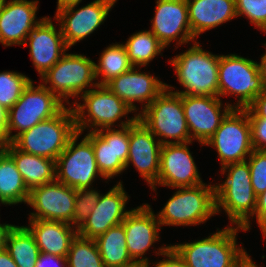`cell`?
Segmentation results:
<instances>
[{
    "instance_id": "1",
    "label": "cell",
    "mask_w": 266,
    "mask_h": 267,
    "mask_svg": "<svg viewBox=\"0 0 266 267\" xmlns=\"http://www.w3.org/2000/svg\"><path fill=\"white\" fill-rule=\"evenodd\" d=\"M225 173V181L215 184L216 214L223 209L231 226L242 227L247 232L257 205L249 164L247 160L227 164L221 168V174Z\"/></svg>"
},
{
    "instance_id": "2",
    "label": "cell",
    "mask_w": 266,
    "mask_h": 267,
    "mask_svg": "<svg viewBox=\"0 0 266 267\" xmlns=\"http://www.w3.org/2000/svg\"><path fill=\"white\" fill-rule=\"evenodd\" d=\"M240 230L244 231L242 227L227 225L201 240L171 246L187 267H239L249 257L244 247L237 244Z\"/></svg>"
},
{
    "instance_id": "3",
    "label": "cell",
    "mask_w": 266,
    "mask_h": 267,
    "mask_svg": "<svg viewBox=\"0 0 266 267\" xmlns=\"http://www.w3.org/2000/svg\"><path fill=\"white\" fill-rule=\"evenodd\" d=\"M82 98V100H81ZM77 101L72 103L75 114L76 130L83 134L84 130L95 132L106 128L124 127L134 123L138 119L136 113L126 102L113 94L106 85H97L86 93H83ZM134 117H127L129 113ZM127 115V116H126ZM127 120L121 121L122 118ZM90 128V129H89Z\"/></svg>"
},
{
    "instance_id": "4",
    "label": "cell",
    "mask_w": 266,
    "mask_h": 267,
    "mask_svg": "<svg viewBox=\"0 0 266 267\" xmlns=\"http://www.w3.org/2000/svg\"><path fill=\"white\" fill-rule=\"evenodd\" d=\"M192 44L187 51L168 61L175 68L178 82L185 88L184 91H175L168 84L166 88L176 94L218 96L220 55L204 50L197 41Z\"/></svg>"
},
{
    "instance_id": "5",
    "label": "cell",
    "mask_w": 266,
    "mask_h": 267,
    "mask_svg": "<svg viewBox=\"0 0 266 267\" xmlns=\"http://www.w3.org/2000/svg\"><path fill=\"white\" fill-rule=\"evenodd\" d=\"M177 191L156 214L163 226H197L216 215L215 184L173 188Z\"/></svg>"
},
{
    "instance_id": "6",
    "label": "cell",
    "mask_w": 266,
    "mask_h": 267,
    "mask_svg": "<svg viewBox=\"0 0 266 267\" xmlns=\"http://www.w3.org/2000/svg\"><path fill=\"white\" fill-rule=\"evenodd\" d=\"M76 132L75 114L70 105L56 116L19 134L11 143L25 153L56 161Z\"/></svg>"
},
{
    "instance_id": "7",
    "label": "cell",
    "mask_w": 266,
    "mask_h": 267,
    "mask_svg": "<svg viewBox=\"0 0 266 267\" xmlns=\"http://www.w3.org/2000/svg\"><path fill=\"white\" fill-rule=\"evenodd\" d=\"M138 119L162 145L192 142L182 105V94L165 88L150 105L138 112Z\"/></svg>"
},
{
    "instance_id": "8",
    "label": "cell",
    "mask_w": 266,
    "mask_h": 267,
    "mask_svg": "<svg viewBox=\"0 0 266 267\" xmlns=\"http://www.w3.org/2000/svg\"><path fill=\"white\" fill-rule=\"evenodd\" d=\"M94 64L95 62L88 56L65 53L58 62L40 77V80L63 103L70 106L68 100L70 97L77 98L75 101L77 102L83 93L98 85L95 82ZM88 87L90 88L88 89Z\"/></svg>"
},
{
    "instance_id": "9",
    "label": "cell",
    "mask_w": 266,
    "mask_h": 267,
    "mask_svg": "<svg viewBox=\"0 0 266 267\" xmlns=\"http://www.w3.org/2000/svg\"><path fill=\"white\" fill-rule=\"evenodd\" d=\"M265 90L257 61L235 54L220 55L218 96H234L233 108L245 109Z\"/></svg>"
},
{
    "instance_id": "10",
    "label": "cell",
    "mask_w": 266,
    "mask_h": 267,
    "mask_svg": "<svg viewBox=\"0 0 266 267\" xmlns=\"http://www.w3.org/2000/svg\"><path fill=\"white\" fill-rule=\"evenodd\" d=\"M65 107L66 104L42 83L35 86L32 80L8 110L7 143L39 122L56 116ZM12 131L17 133L12 134Z\"/></svg>"
},
{
    "instance_id": "11",
    "label": "cell",
    "mask_w": 266,
    "mask_h": 267,
    "mask_svg": "<svg viewBox=\"0 0 266 267\" xmlns=\"http://www.w3.org/2000/svg\"><path fill=\"white\" fill-rule=\"evenodd\" d=\"M81 132H76L67 147L55 161L56 180L76 190L91 187L100 173L91 140L85 135L78 142Z\"/></svg>"
},
{
    "instance_id": "12",
    "label": "cell",
    "mask_w": 266,
    "mask_h": 267,
    "mask_svg": "<svg viewBox=\"0 0 266 267\" xmlns=\"http://www.w3.org/2000/svg\"><path fill=\"white\" fill-rule=\"evenodd\" d=\"M205 146L215 148L220 159V168L245 161L254 150L247 109L233 108Z\"/></svg>"
},
{
    "instance_id": "13",
    "label": "cell",
    "mask_w": 266,
    "mask_h": 267,
    "mask_svg": "<svg viewBox=\"0 0 266 267\" xmlns=\"http://www.w3.org/2000/svg\"><path fill=\"white\" fill-rule=\"evenodd\" d=\"M222 102L219 96L182 94V105L192 142L197 140L204 146L214 135L222 120L233 109L229 102L224 106Z\"/></svg>"
},
{
    "instance_id": "14",
    "label": "cell",
    "mask_w": 266,
    "mask_h": 267,
    "mask_svg": "<svg viewBox=\"0 0 266 267\" xmlns=\"http://www.w3.org/2000/svg\"><path fill=\"white\" fill-rule=\"evenodd\" d=\"M116 128V129H115ZM130 125L88 132L98 169L104 180L123 173L129 153Z\"/></svg>"
},
{
    "instance_id": "15",
    "label": "cell",
    "mask_w": 266,
    "mask_h": 267,
    "mask_svg": "<svg viewBox=\"0 0 266 267\" xmlns=\"http://www.w3.org/2000/svg\"><path fill=\"white\" fill-rule=\"evenodd\" d=\"M192 142L164 144L161 146L160 171L156 186L171 188L193 187L204 183L188 145Z\"/></svg>"
},
{
    "instance_id": "16",
    "label": "cell",
    "mask_w": 266,
    "mask_h": 267,
    "mask_svg": "<svg viewBox=\"0 0 266 267\" xmlns=\"http://www.w3.org/2000/svg\"><path fill=\"white\" fill-rule=\"evenodd\" d=\"M76 189L56 179L29 192L27 204L35 212L28 219H42L71 224L74 215Z\"/></svg>"
},
{
    "instance_id": "17",
    "label": "cell",
    "mask_w": 266,
    "mask_h": 267,
    "mask_svg": "<svg viewBox=\"0 0 266 267\" xmlns=\"http://www.w3.org/2000/svg\"><path fill=\"white\" fill-rule=\"evenodd\" d=\"M113 6L108 0H94L81 8L74 5L55 13L54 20L60 25L67 47L70 49L93 34L107 19Z\"/></svg>"
},
{
    "instance_id": "18",
    "label": "cell",
    "mask_w": 266,
    "mask_h": 267,
    "mask_svg": "<svg viewBox=\"0 0 266 267\" xmlns=\"http://www.w3.org/2000/svg\"><path fill=\"white\" fill-rule=\"evenodd\" d=\"M150 31L166 48L176 41L175 48L195 42L192 35L186 0H156Z\"/></svg>"
},
{
    "instance_id": "19",
    "label": "cell",
    "mask_w": 266,
    "mask_h": 267,
    "mask_svg": "<svg viewBox=\"0 0 266 267\" xmlns=\"http://www.w3.org/2000/svg\"><path fill=\"white\" fill-rule=\"evenodd\" d=\"M122 183L119 181L107 193L100 195L88 218L77 229L78 235L95 240L109 228L122 224L132 211L126 210L129 196Z\"/></svg>"
},
{
    "instance_id": "20",
    "label": "cell",
    "mask_w": 266,
    "mask_h": 267,
    "mask_svg": "<svg viewBox=\"0 0 266 267\" xmlns=\"http://www.w3.org/2000/svg\"><path fill=\"white\" fill-rule=\"evenodd\" d=\"M150 206L145 203L133 208L122 222L127 250L135 263H149V258L145 254L160 239L159 230L162 228Z\"/></svg>"
},
{
    "instance_id": "21",
    "label": "cell",
    "mask_w": 266,
    "mask_h": 267,
    "mask_svg": "<svg viewBox=\"0 0 266 267\" xmlns=\"http://www.w3.org/2000/svg\"><path fill=\"white\" fill-rule=\"evenodd\" d=\"M161 142L137 119L130 124L129 153L125 169L133 165L150 188L160 171Z\"/></svg>"
},
{
    "instance_id": "22",
    "label": "cell",
    "mask_w": 266,
    "mask_h": 267,
    "mask_svg": "<svg viewBox=\"0 0 266 267\" xmlns=\"http://www.w3.org/2000/svg\"><path fill=\"white\" fill-rule=\"evenodd\" d=\"M54 26L51 17H44L28 34L24 47L29 45L30 58L42 77L68 51L60 25ZM29 41V42H27Z\"/></svg>"
},
{
    "instance_id": "23",
    "label": "cell",
    "mask_w": 266,
    "mask_h": 267,
    "mask_svg": "<svg viewBox=\"0 0 266 267\" xmlns=\"http://www.w3.org/2000/svg\"><path fill=\"white\" fill-rule=\"evenodd\" d=\"M141 67L133 66L129 71L113 78L106 86L122 101L126 102L134 111L139 110L135 102L141 103L140 112L150 105L166 88V83L158 77L141 72Z\"/></svg>"
},
{
    "instance_id": "24",
    "label": "cell",
    "mask_w": 266,
    "mask_h": 267,
    "mask_svg": "<svg viewBox=\"0 0 266 267\" xmlns=\"http://www.w3.org/2000/svg\"><path fill=\"white\" fill-rule=\"evenodd\" d=\"M38 3V0L3 1L0 8V43L3 46H24L28 34L44 18L36 17Z\"/></svg>"
},
{
    "instance_id": "25",
    "label": "cell",
    "mask_w": 266,
    "mask_h": 267,
    "mask_svg": "<svg viewBox=\"0 0 266 267\" xmlns=\"http://www.w3.org/2000/svg\"><path fill=\"white\" fill-rule=\"evenodd\" d=\"M192 35L200 34L226 23L235 17V0H186Z\"/></svg>"
},
{
    "instance_id": "26",
    "label": "cell",
    "mask_w": 266,
    "mask_h": 267,
    "mask_svg": "<svg viewBox=\"0 0 266 267\" xmlns=\"http://www.w3.org/2000/svg\"><path fill=\"white\" fill-rule=\"evenodd\" d=\"M33 234L40 252L66 257L72 240L78 234L71 224L53 220L29 219L26 226Z\"/></svg>"
},
{
    "instance_id": "27",
    "label": "cell",
    "mask_w": 266,
    "mask_h": 267,
    "mask_svg": "<svg viewBox=\"0 0 266 267\" xmlns=\"http://www.w3.org/2000/svg\"><path fill=\"white\" fill-rule=\"evenodd\" d=\"M13 160L29 191L56 179L55 160L25 153L12 143L0 146Z\"/></svg>"
},
{
    "instance_id": "28",
    "label": "cell",
    "mask_w": 266,
    "mask_h": 267,
    "mask_svg": "<svg viewBox=\"0 0 266 267\" xmlns=\"http://www.w3.org/2000/svg\"><path fill=\"white\" fill-rule=\"evenodd\" d=\"M29 192L14 160L0 147V203L27 204Z\"/></svg>"
},
{
    "instance_id": "29",
    "label": "cell",
    "mask_w": 266,
    "mask_h": 267,
    "mask_svg": "<svg viewBox=\"0 0 266 267\" xmlns=\"http://www.w3.org/2000/svg\"><path fill=\"white\" fill-rule=\"evenodd\" d=\"M95 242L105 267H127L135 263L127 250L123 224L109 228Z\"/></svg>"
},
{
    "instance_id": "30",
    "label": "cell",
    "mask_w": 266,
    "mask_h": 267,
    "mask_svg": "<svg viewBox=\"0 0 266 267\" xmlns=\"http://www.w3.org/2000/svg\"><path fill=\"white\" fill-rule=\"evenodd\" d=\"M5 249L18 267H35L40 253L33 234L26 226L12 227L7 236Z\"/></svg>"
},
{
    "instance_id": "31",
    "label": "cell",
    "mask_w": 266,
    "mask_h": 267,
    "mask_svg": "<svg viewBox=\"0 0 266 267\" xmlns=\"http://www.w3.org/2000/svg\"><path fill=\"white\" fill-rule=\"evenodd\" d=\"M95 78L98 80V85H106L113 78L129 71L133 65L129 60L127 51L123 43H112L106 47L98 60V63L94 64Z\"/></svg>"
},
{
    "instance_id": "32",
    "label": "cell",
    "mask_w": 266,
    "mask_h": 267,
    "mask_svg": "<svg viewBox=\"0 0 266 267\" xmlns=\"http://www.w3.org/2000/svg\"><path fill=\"white\" fill-rule=\"evenodd\" d=\"M133 66L146 67L165 47L150 30L133 33L123 44Z\"/></svg>"
},
{
    "instance_id": "33",
    "label": "cell",
    "mask_w": 266,
    "mask_h": 267,
    "mask_svg": "<svg viewBox=\"0 0 266 267\" xmlns=\"http://www.w3.org/2000/svg\"><path fill=\"white\" fill-rule=\"evenodd\" d=\"M66 263L67 267H105L95 240L78 234L71 242Z\"/></svg>"
},
{
    "instance_id": "34",
    "label": "cell",
    "mask_w": 266,
    "mask_h": 267,
    "mask_svg": "<svg viewBox=\"0 0 266 267\" xmlns=\"http://www.w3.org/2000/svg\"><path fill=\"white\" fill-rule=\"evenodd\" d=\"M31 81L29 77L20 72H0V104L9 110Z\"/></svg>"
},
{
    "instance_id": "35",
    "label": "cell",
    "mask_w": 266,
    "mask_h": 267,
    "mask_svg": "<svg viewBox=\"0 0 266 267\" xmlns=\"http://www.w3.org/2000/svg\"><path fill=\"white\" fill-rule=\"evenodd\" d=\"M100 195V192L95 188L76 190L72 226L78 229L83 224L97 204Z\"/></svg>"
},
{
    "instance_id": "36",
    "label": "cell",
    "mask_w": 266,
    "mask_h": 267,
    "mask_svg": "<svg viewBox=\"0 0 266 267\" xmlns=\"http://www.w3.org/2000/svg\"><path fill=\"white\" fill-rule=\"evenodd\" d=\"M237 17L245 16L266 34V0H235Z\"/></svg>"
},
{
    "instance_id": "37",
    "label": "cell",
    "mask_w": 266,
    "mask_h": 267,
    "mask_svg": "<svg viewBox=\"0 0 266 267\" xmlns=\"http://www.w3.org/2000/svg\"><path fill=\"white\" fill-rule=\"evenodd\" d=\"M251 174L254 193L258 196L266 190V150H253L246 159Z\"/></svg>"
},
{
    "instance_id": "38",
    "label": "cell",
    "mask_w": 266,
    "mask_h": 267,
    "mask_svg": "<svg viewBox=\"0 0 266 267\" xmlns=\"http://www.w3.org/2000/svg\"><path fill=\"white\" fill-rule=\"evenodd\" d=\"M158 250L154 253L155 255H163V259L160 261H154V263L149 262L146 264V267H187L183 258L177 253V251L170 245H167L157 248ZM166 257V258H165Z\"/></svg>"
},
{
    "instance_id": "39",
    "label": "cell",
    "mask_w": 266,
    "mask_h": 267,
    "mask_svg": "<svg viewBox=\"0 0 266 267\" xmlns=\"http://www.w3.org/2000/svg\"><path fill=\"white\" fill-rule=\"evenodd\" d=\"M246 109L250 122H266V89Z\"/></svg>"
},
{
    "instance_id": "40",
    "label": "cell",
    "mask_w": 266,
    "mask_h": 267,
    "mask_svg": "<svg viewBox=\"0 0 266 267\" xmlns=\"http://www.w3.org/2000/svg\"><path fill=\"white\" fill-rule=\"evenodd\" d=\"M251 142L255 150H266V122H250Z\"/></svg>"
},
{
    "instance_id": "41",
    "label": "cell",
    "mask_w": 266,
    "mask_h": 267,
    "mask_svg": "<svg viewBox=\"0 0 266 267\" xmlns=\"http://www.w3.org/2000/svg\"><path fill=\"white\" fill-rule=\"evenodd\" d=\"M253 217L266 239V190L257 196V205Z\"/></svg>"
},
{
    "instance_id": "42",
    "label": "cell",
    "mask_w": 266,
    "mask_h": 267,
    "mask_svg": "<svg viewBox=\"0 0 266 267\" xmlns=\"http://www.w3.org/2000/svg\"><path fill=\"white\" fill-rule=\"evenodd\" d=\"M35 267H67L66 257L40 252Z\"/></svg>"
},
{
    "instance_id": "43",
    "label": "cell",
    "mask_w": 266,
    "mask_h": 267,
    "mask_svg": "<svg viewBox=\"0 0 266 267\" xmlns=\"http://www.w3.org/2000/svg\"><path fill=\"white\" fill-rule=\"evenodd\" d=\"M8 109L0 104V145L7 143Z\"/></svg>"
},
{
    "instance_id": "44",
    "label": "cell",
    "mask_w": 266,
    "mask_h": 267,
    "mask_svg": "<svg viewBox=\"0 0 266 267\" xmlns=\"http://www.w3.org/2000/svg\"><path fill=\"white\" fill-rule=\"evenodd\" d=\"M13 226V224L9 223L0 224V251L5 249L7 236Z\"/></svg>"
},
{
    "instance_id": "45",
    "label": "cell",
    "mask_w": 266,
    "mask_h": 267,
    "mask_svg": "<svg viewBox=\"0 0 266 267\" xmlns=\"http://www.w3.org/2000/svg\"><path fill=\"white\" fill-rule=\"evenodd\" d=\"M0 267H18L6 249L0 251Z\"/></svg>"
},
{
    "instance_id": "46",
    "label": "cell",
    "mask_w": 266,
    "mask_h": 267,
    "mask_svg": "<svg viewBox=\"0 0 266 267\" xmlns=\"http://www.w3.org/2000/svg\"><path fill=\"white\" fill-rule=\"evenodd\" d=\"M263 45L266 46V43ZM260 60H261L260 63L257 62L258 68H259V74L262 77V81H263L264 87L266 89V52L263 53Z\"/></svg>"
},
{
    "instance_id": "47",
    "label": "cell",
    "mask_w": 266,
    "mask_h": 267,
    "mask_svg": "<svg viewBox=\"0 0 266 267\" xmlns=\"http://www.w3.org/2000/svg\"><path fill=\"white\" fill-rule=\"evenodd\" d=\"M82 2V0H57V11L68 8L70 6L78 5Z\"/></svg>"
},
{
    "instance_id": "48",
    "label": "cell",
    "mask_w": 266,
    "mask_h": 267,
    "mask_svg": "<svg viewBox=\"0 0 266 267\" xmlns=\"http://www.w3.org/2000/svg\"><path fill=\"white\" fill-rule=\"evenodd\" d=\"M239 267H259V266H257V264H255L252 261L251 256H249Z\"/></svg>"
},
{
    "instance_id": "49",
    "label": "cell",
    "mask_w": 266,
    "mask_h": 267,
    "mask_svg": "<svg viewBox=\"0 0 266 267\" xmlns=\"http://www.w3.org/2000/svg\"><path fill=\"white\" fill-rule=\"evenodd\" d=\"M127 267H146V264L145 263H133L132 265L127 266Z\"/></svg>"
},
{
    "instance_id": "50",
    "label": "cell",
    "mask_w": 266,
    "mask_h": 267,
    "mask_svg": "<svg viewBox=\"0 0 266 267\" xmlns=\"http://www.w3.org/2000/svg\"><path fill=\"white\" fill-rule=\"evenodd\" d=\"M109 2H111L113 5H115V3L118 1V0H108Z\"/></svg>"
},
{
    "instance_id": "51",
    "label": "cell",
    "mask_w": 266,
    "mask_h": 267,
    "mask_svg": "<svg viewBox=\"0 0 266 267\" xmlns=\"http://www.w3.org/2000/svg\"><path fill=\"white\" fill-rule=\"evenodd\" d=\"M3 1H4V0H0V8H1V6H2Z\"/></svg>"
}]
</instances>
